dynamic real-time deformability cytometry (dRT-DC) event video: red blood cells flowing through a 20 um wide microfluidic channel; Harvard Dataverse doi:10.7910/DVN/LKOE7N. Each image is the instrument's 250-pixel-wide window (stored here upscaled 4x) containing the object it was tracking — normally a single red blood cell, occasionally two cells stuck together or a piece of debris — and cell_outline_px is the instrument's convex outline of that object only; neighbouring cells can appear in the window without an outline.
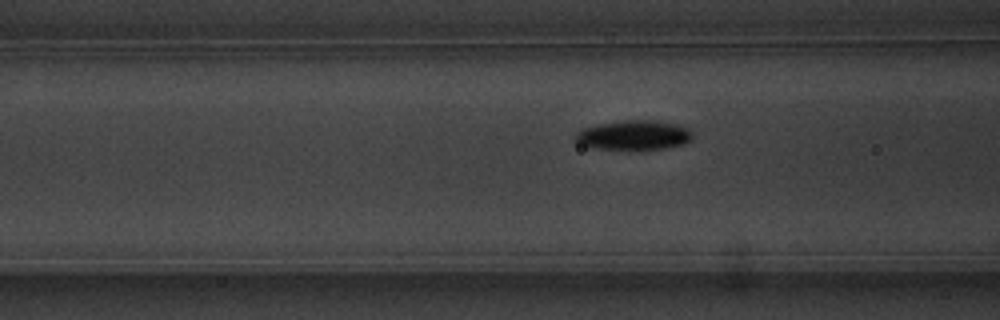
{"species": "common noctule bat (a hibernating species)", "species_latin": "Nyctalus noctula", "temperature_condition": "warm", "stored_images_in_passage": 44, "camera_frame_rate_fps": 3000, "um_per_image_px": 0.085, "animal": {"sex": "male", "body_mass_g": 20.1, "forearm_length_mm": 53.5}, "frame": {"image": 1, "passage_image": 14, "time_ms": 4.333, "image_size_px": [1000, 320], "cell_outline_px": [[692, 140], [684, 144], [668, 148], [588, 148], [580, 144], [576, 140], [576, 132], [584, 128], [600, 124], [628, 120], [652, 120], [676, 124], [688, 128], [692, 132]], "centroid_in_image_um": [53.91, 11.48], "position_along_channel_um": 112.7, "area_um2": 19.77}}
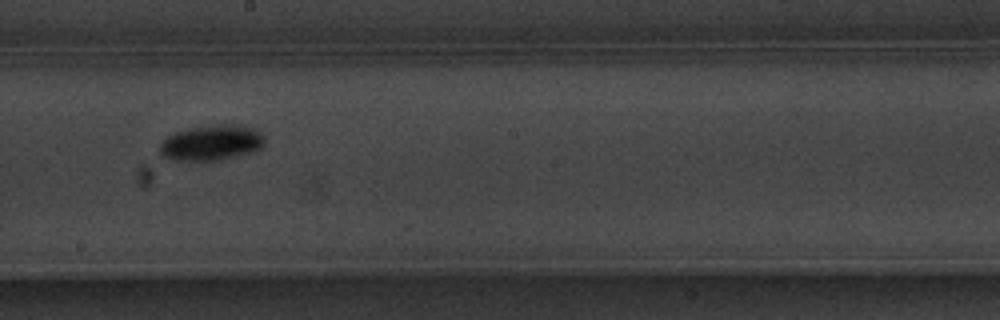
{"frame": {"image": 2, "passage_image": 24, "time_ms": 7.667, "image_size_px": [1000, 320], "cell_outline_px": [[264, 148], [220, 160], [168, 160], [160, 156], [156, 152], [156, 148], [168, 136], [176, 132], [188, 128], [220, 124], [240, 124], [256, 128], [264, 136]], "centroid_in_image_um": [17.95, 12.13], "position_along_channel_um": 230.3, "area_um2": 22.08}}
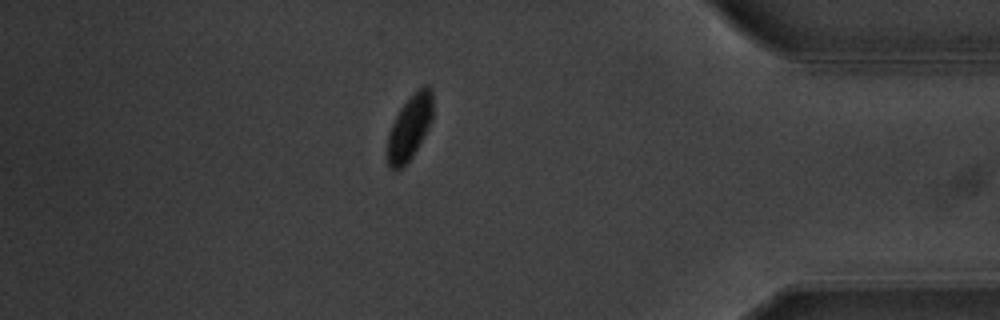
{"frame": {"image": 3, "passage_image": 41, "time_ms": 13.333, "image_size_px": [1000, 320], "cell_outline_px": [[432, 120], [428, 128], [412, 156], [404, 168], [392, 168], [388, 164], [388, 132], [400, 108], [424, 84], [428, 84], [432, 88]], "centroid_in_image_um": [34.83, 10.82], "position_along_channel_um": 400.4, "area_um2": 16.76}}